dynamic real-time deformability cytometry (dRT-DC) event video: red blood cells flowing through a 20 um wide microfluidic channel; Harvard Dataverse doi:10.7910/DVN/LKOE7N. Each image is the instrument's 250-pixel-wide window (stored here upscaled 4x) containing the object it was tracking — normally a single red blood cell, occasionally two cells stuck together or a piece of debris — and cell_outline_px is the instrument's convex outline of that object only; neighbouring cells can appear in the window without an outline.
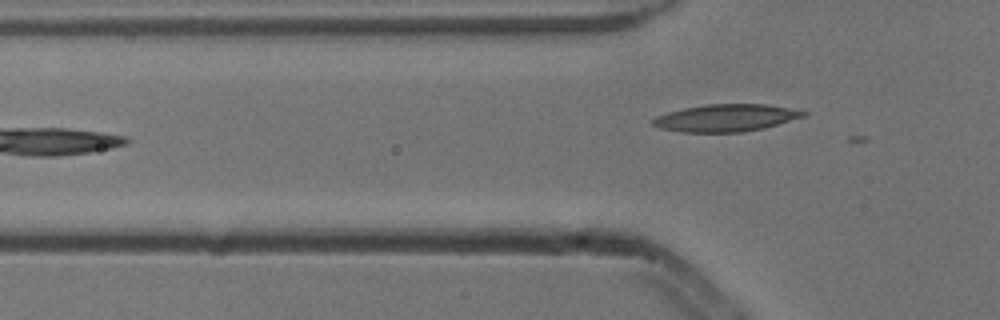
{"species": "common noctule bat (a hibernating species)", "species_latin": "Nyctalus noctula", "temperature_condition": "cold", "stored_images_in_passage": 2, "camera_frame_rate_fps": 3000, "um_per_image_px": 0.085, "animal": {"sex": "male", "body_mass_g": 13.3}, "frame": {"image": 1, "passage_image": 2, "time_ms": 0.333, "image_size_px": [1000, 320], "cell_outline_px": [[808, 112], [804, 116], [764, 128], [740, 132], [684, 132], [660, 128], [652, 124], [652, 120], [656, 116], [668, 112], [684, 108], [708, 104], [768, 104]], "centroid_in_image_um": [61.68, 10.02], "position_along_channel_um": 64.1, "area_um2": 23.64}}